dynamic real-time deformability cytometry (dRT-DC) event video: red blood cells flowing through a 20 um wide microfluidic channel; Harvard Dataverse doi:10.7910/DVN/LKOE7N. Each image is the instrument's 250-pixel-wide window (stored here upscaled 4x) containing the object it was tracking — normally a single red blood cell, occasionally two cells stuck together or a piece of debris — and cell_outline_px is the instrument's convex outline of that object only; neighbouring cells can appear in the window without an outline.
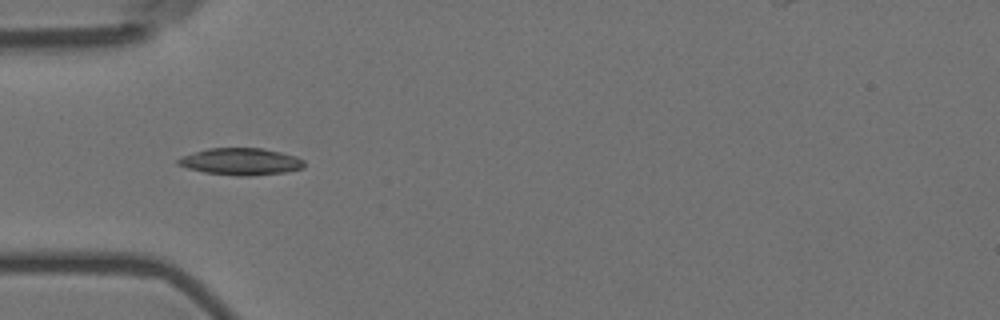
{"species": "Egyptian fruit bat (a non-hibernating species)", "species_latin": "Rousettus aegyptiacus", "temperature_condition": "room temperature", "stored_images_in_passage": 41, "segment_of_instrument_passage": [1, 2], "camera_frame_rate_fps": 3000, "um_per_image_px": 0.085, "animal": {"sex": "female"}, "frame": {"image": 1, "passage_image": 1, "time_ms": 0.0, "image_size_px": [1000, 320], "cell_outline_px": [[304, 168], [284, 172], [248, 176], [236, 176], [204, 172], [188, 168], [176, 164], [176, 160], [184, 156], [208, 148], [264, 148], [296, 156], [304, 160]], "centroid_in_image_um": [20.49, 13.73], "position_along_channel_um": 64.5, "area_um2": 19.71}}
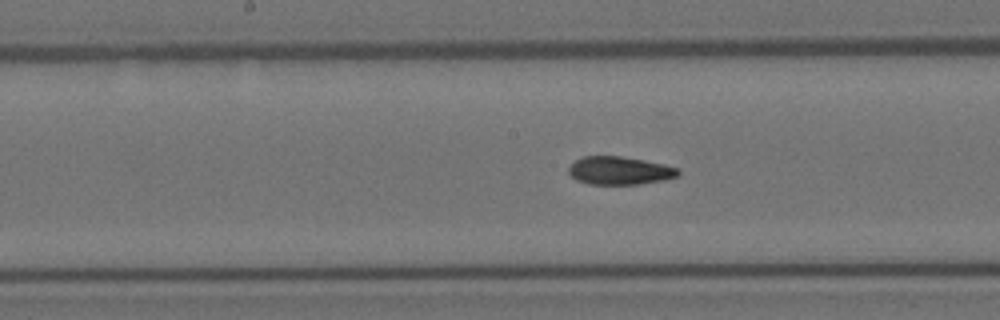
{"frame": {"image": 2, "passage_image": 12, "time_ms": 3.667, "image_size_px": [1000, 320], "cell_outline_px": [[680, 176], [664, 180], [640, 184], [588, 184], [576, 180], [568, 172], [568, 168], [576, 160], [584, 156], [620, 156], [644, 160], [664, 164], [680, 168]], "centroid_in_image_um": [52.71, 14.5], "position_along_channel_um": 195.5, "area_um2": 18.03}}
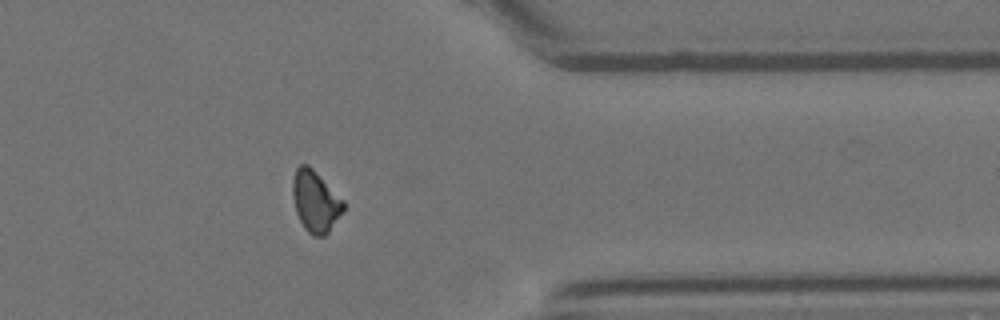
{"frame": {"image": 3, "passage_image": 29, "time_ms": 9.333, "image_size_px": [1000, 320], "cell_outline_px": [[344, 208], [328, 232], [324, 236], [312, 236], [304, 228], [296, 212], [292, 196], [292, 180], [296, 168], [300, 164], [308, 164], [344, 200]], "centroid_in_image_um": [26.78, 17.1], "position_along_channel_um": 384.6, "area_um2": 18.03}}